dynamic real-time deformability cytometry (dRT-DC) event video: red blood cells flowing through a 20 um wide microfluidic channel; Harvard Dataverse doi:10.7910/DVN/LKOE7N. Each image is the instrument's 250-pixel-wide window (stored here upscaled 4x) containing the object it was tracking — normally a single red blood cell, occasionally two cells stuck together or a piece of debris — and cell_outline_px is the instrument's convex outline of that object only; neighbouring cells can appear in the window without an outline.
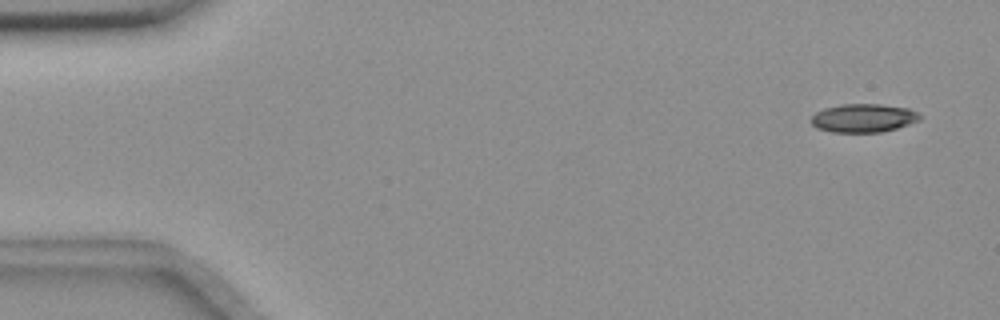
{"species": "common noctule bat (a hibernating species)", "species_latin": "Nyctalus noctula", "temperature_condition": "room temperature", "stored_images_in_passage": 55, "camera_frame_rate_fps": 3000, "um_per_image_px": 0.085, "animal": {"sex": "female", "body_mass_g": 18.4}, "frame": {"image": 1, "passage_image": 3, "time_ms": 0.667, "image_size_px": [1000, 320], "cell_outline_px": [[920, 120], [896, 128], [880, 132], [832, 132], [816, 128], [812, 124], [812, 116], [816, 112], [824, 108], [840, 104], [880, 104], [908, 108], [916, 112], [920, 116]], "centroid_in_image_um": [73.36, 10.03], "position_along_channel_um": 11.6, "area_um2": 17.92}}
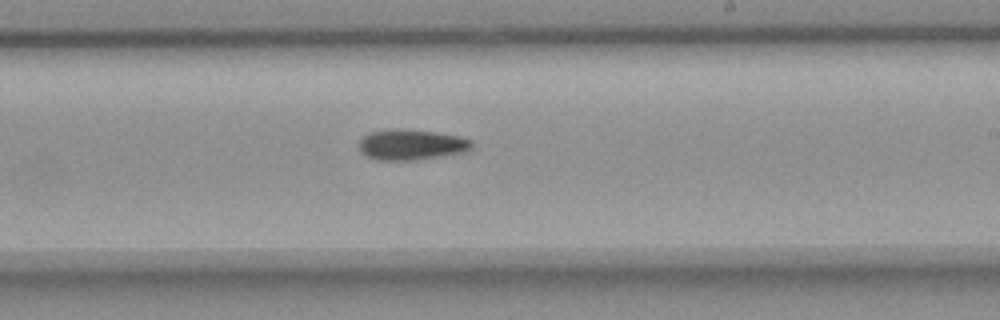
{"frame": {"image": 2, "passage_image": 33, "time_ms": 10.667, "image_size_px": [1000, 320], "cell_outline_px": [[472, 148], [464, 152], [416, 160], [376, 160], [368, 156], [360, 148], [360, 140], [364, 136], [372, 132], [388, 128], [404, 128], [436, 132], [460, 136], [472, 140]], "centroid_in_image_um": [35.0, 12.28], "position_along_channel_um": 254.0, "area_um2": 20.11}}
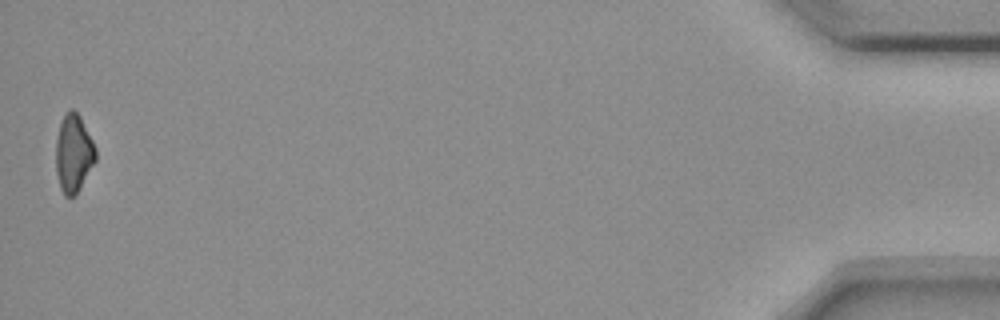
{"frame": {"image": 3, "passage_image": 55, "time_ms": 18.0, "image_size_px": [1000, 320], "cell_outline_px": [[96, 160], [76, 192], [72, 196], [64, 196], [60, 188], [56, 172], [56, 140], [60, 124], [68, 108], [72, 108], [80, 116], [96, 148]], "centroid_in_image_um": [6.24, 13.0], "position_along_channel_um": 429.0, "area_um2": 17.74}}